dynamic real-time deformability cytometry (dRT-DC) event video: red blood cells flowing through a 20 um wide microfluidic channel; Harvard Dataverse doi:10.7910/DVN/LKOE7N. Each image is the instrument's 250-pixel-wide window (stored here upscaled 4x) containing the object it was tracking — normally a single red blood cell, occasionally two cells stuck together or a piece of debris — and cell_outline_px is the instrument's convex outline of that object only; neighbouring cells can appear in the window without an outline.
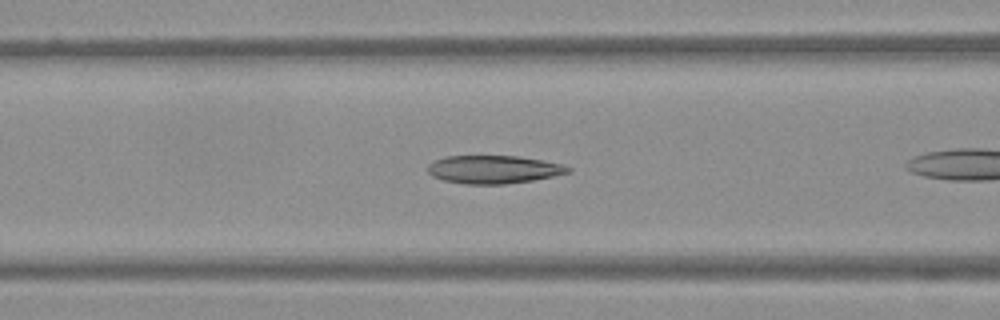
{"species": "Egyptian fruit bat (a non-hibernating species)", "species_latin": "Rousettus aegyptiacus", "temperature_condition": "warm", "stored_images_in_passage": 28, "camera_frame_rate_fps": 3000, "um_per_image_px": 0.085, "frame": {"image": 1, "passage_image": 6, "time_ms": 1.667, "image_size_px": [1000, 320], "cell_outline_px": [[572, 172], [532, 180], [504, 184], [464, 184], [444, 180], [432, 176], [428, 172], [428, 164], [444, 156], [520, 156], [564, 164], [572, 168]], "centroid_in_image_um": [41.98, 14.4], "position_along_channel_um": 124.6, "area_um2": 23.0}}
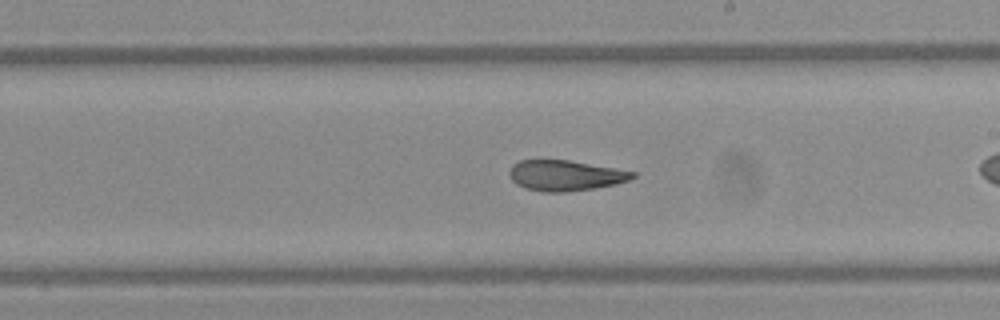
{"frame": {"image": 2, "passage_image": 15, "time_ms": 4.667, "image_size_px": [1000, 320], "cell_outline_px": [[636, 176], [632, 180], [616, 184], [592, 188], [564, 192], [540, 192], [524, 188], [516, 184], [512, 180], [508, 172], [512, 164], [520, 160], [568, 160], [636, 172]], "centroid_in_image_um": [48.03, 14.92], "position_along_channel_um": 241.0, "area_um2": 21.96}}
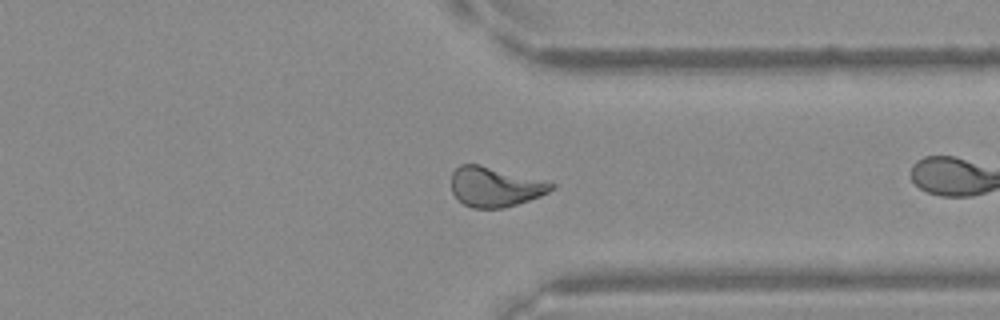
{"frame": {"image": 3, "passage_image": 25, "time_ms": 8.0, "image_size_px": [1000, 320], "cell_outline_px": [[556, 188], [540, 196], [504, 208], [472, 208], [464, 204], [452, 192], [452, 172], [460, 164], [480, 164], [552, 180], [556, 184]], "centroid_in_image_um": [42.16, 15.85], "position_along_channel_um": 369.2, "area_um2": 23.76}}